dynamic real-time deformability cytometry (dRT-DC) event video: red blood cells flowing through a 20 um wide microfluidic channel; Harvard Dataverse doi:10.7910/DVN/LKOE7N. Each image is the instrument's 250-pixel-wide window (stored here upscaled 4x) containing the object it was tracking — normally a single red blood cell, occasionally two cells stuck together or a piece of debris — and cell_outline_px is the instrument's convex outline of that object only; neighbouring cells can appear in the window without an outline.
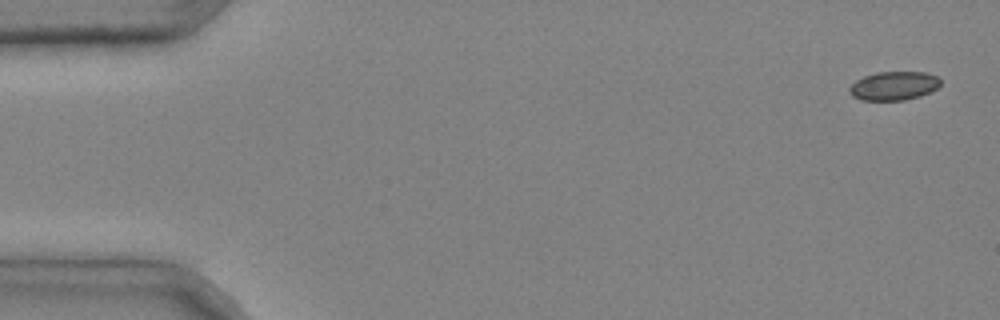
{"species": "common noctule bat (a hibernating species)", "species_latin": "Nyctalus noctula", "temperature_condition": "cold", "stored_images_in_passage": 6, "camera_frame_rate_fps": 3000, "um_per_image_px": 0.085, "animal": {"sex": "male", "body_mass_g": 20.4}, "frame": {"image": 1, "passage_image": 1, "time_ms": 0.0, "image_size_px": [1000, 320], "cell_outline_px": [[940, 84], [936, 88], [920, 96], [904, 100], [860, 100], [852, 96], [848, 92], [848, 88], [856, 80], [864, 76], [876, 72], [924, 72], [940, 76]], "centroid_in_image_um": [75.95, 7.29], "position_along_channel_um": 9.0, "area_um2": 15.32}}
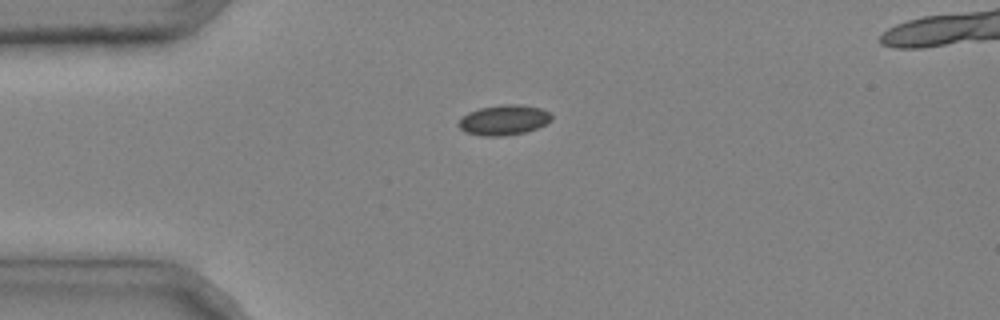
{"frame": {"image": 2, "passage_image": 3, "time_ms": 0.667, "image_size_px": [1000, 320], "cell_outline_px": [[552, 120], [536, 128], [524, 132], [504, 136], [484, 136], [464, 132], [456, 124], [468, 112], [480, 108], [504, 104], [520, 104], [540, 108], [548, 112], [552, 116]], "centroid_in_image_um": [42.81, 10.2], "position_along_channel_um": 42.2, "area_um2": 16.24}}